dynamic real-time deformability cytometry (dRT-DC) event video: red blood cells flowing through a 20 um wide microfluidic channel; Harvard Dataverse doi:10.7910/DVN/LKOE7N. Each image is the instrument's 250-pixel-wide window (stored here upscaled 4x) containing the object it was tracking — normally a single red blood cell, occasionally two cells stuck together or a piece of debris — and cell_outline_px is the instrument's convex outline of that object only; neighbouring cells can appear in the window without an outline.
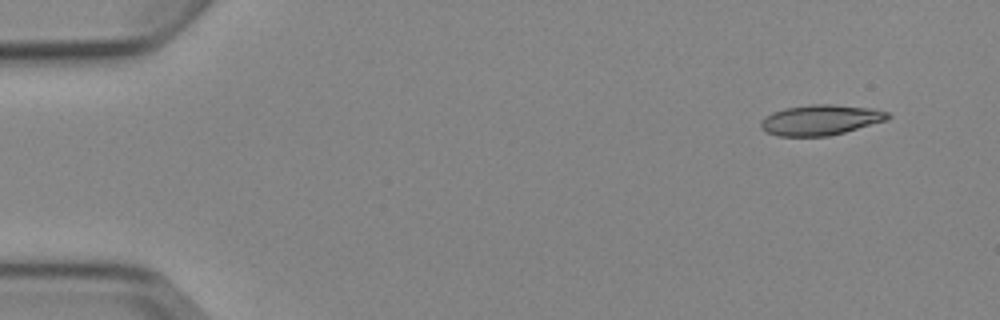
{"species": "Egyptian fruit bat (a non-hibernating species)", "species_latin": "Rousettus aegyptiacus", "temperature_condition": "cold", "stored_images_in_passage": 4, "camera_frame_rate_fps": 3000, "um_per_image_px": 0.085, "animal": {"sex": "female"}, "frame": {"image": 1, "passage_image": 1, "time_ms": 0.0, "image_size_px": [1000, 320], "cell_outline_px": [[892, 116], [888, 120], [844, 132], [828, 136], [776, 136], [764, 132], [760, 128], [760, 120], [764, 116], [772, 112], [784, 108], [812, 104], [832, 104], [872, 108], [888, 112]], "centroid_in_image_um": [69.71, 10.19], "position_along_channel_um": 15.3, "area_um2": 22.77}}
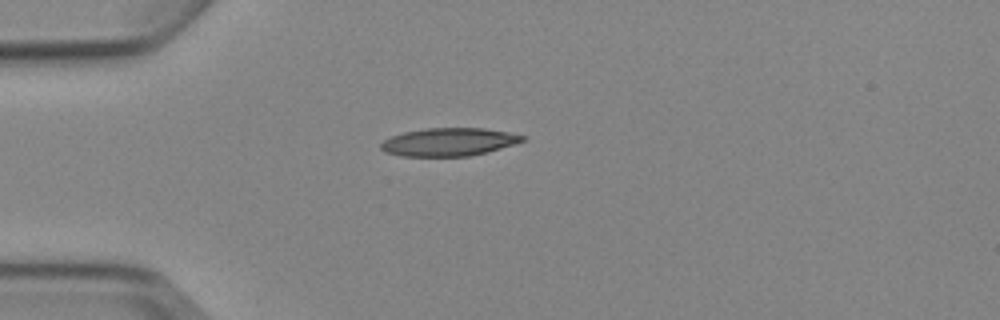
{"frame": {"image": 2, "passage_image": 4, "time_ms": 3.333, "image_size_px": [1000, 320], "cell_outline_px": [[528, 136], [524, 140], [516, 144], [468, 156], [400, 156], [384, 152], [380, 148], [380, 144], [384, 140], [392, 136], [404, 132], [424, 128], [484, 128], [508, 132]], "centroid_in_image_um": [38.14, 12.06], "position_along_channel_um": 46.9, "area_um2": 23.12}}